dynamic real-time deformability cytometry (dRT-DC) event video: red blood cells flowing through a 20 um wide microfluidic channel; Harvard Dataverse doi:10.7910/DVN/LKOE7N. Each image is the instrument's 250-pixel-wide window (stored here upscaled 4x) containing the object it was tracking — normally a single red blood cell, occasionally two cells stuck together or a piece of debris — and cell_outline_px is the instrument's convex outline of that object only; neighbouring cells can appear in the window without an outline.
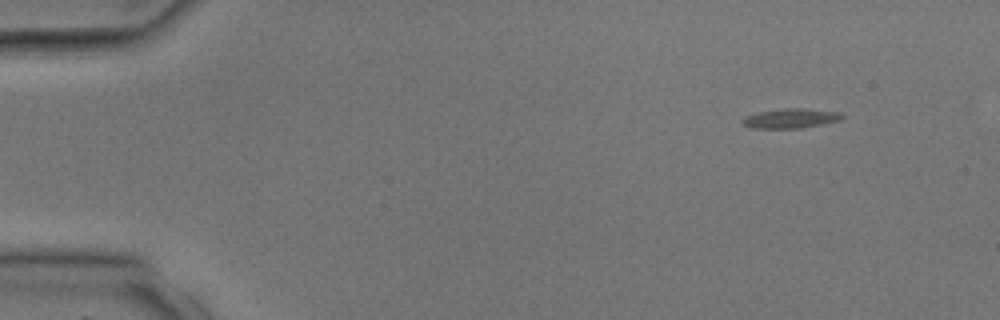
{"species": "common noctule bat (a hibernating species)", "species_latin": "Nyctalus noctula", "temperature_condition": "room temperature", "stored_images_in_passage": 3, "camera_frame_rate_fps": 3000, "um_per_image_px": 0.085, "animal": {"sex": "male", "body_mass_g": 17.9, "forearm_length_mm": 54.2}, "frame": {"image": 1, "passage_image": 3, "time_ms": 2.333, "image_size_px": [1000, 320], "cell_outline_px": [[844, 116], [840, 120], [800, 128], [752, 128], [744, 124], [740, 120], [744, 116], [756, 112], [788, 108], [804, 108], [840, 112]], "centroid_in_image_um": [67.17, 10.05], "position_along_channel_um": 17.8, "area_um2": 11.33}}